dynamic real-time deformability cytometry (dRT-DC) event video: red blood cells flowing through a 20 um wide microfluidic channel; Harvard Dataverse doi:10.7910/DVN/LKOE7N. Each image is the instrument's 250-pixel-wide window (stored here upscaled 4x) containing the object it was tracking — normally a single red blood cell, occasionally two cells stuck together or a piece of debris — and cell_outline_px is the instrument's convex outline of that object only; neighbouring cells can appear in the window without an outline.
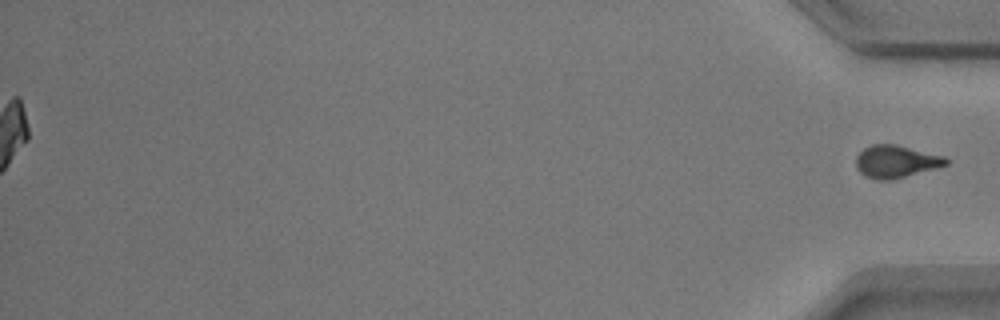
{"species": "common noctule bat (a hibernating species)", "species_latin": "Nyctalus noctula", "temperature_condition": "warm", "stored_images_in_passage": 40, "segment_of_instrument_passage": [2, 2], "camera_frame_rate_fps": 3000, "um_per_image_px": 0.085, "animal": {"sex": "male", "body_mass_g": 17.9}, "frame": {"image": 1, "passage_image": 40, "time_ms": 13.0, "image_size_px": [1000, 320], "cell_outline_px": [[948, 164], [892, 180], [876, 180], [864, 176], [856, 168], [856, 156], [864, 148], [872, 144], [896, 144], [944, 156], [948, 160]], "centroid_in_image_um": [76.11, 13.73], "position_along_channel_um": 359.1, "area_um2": 16.99}}